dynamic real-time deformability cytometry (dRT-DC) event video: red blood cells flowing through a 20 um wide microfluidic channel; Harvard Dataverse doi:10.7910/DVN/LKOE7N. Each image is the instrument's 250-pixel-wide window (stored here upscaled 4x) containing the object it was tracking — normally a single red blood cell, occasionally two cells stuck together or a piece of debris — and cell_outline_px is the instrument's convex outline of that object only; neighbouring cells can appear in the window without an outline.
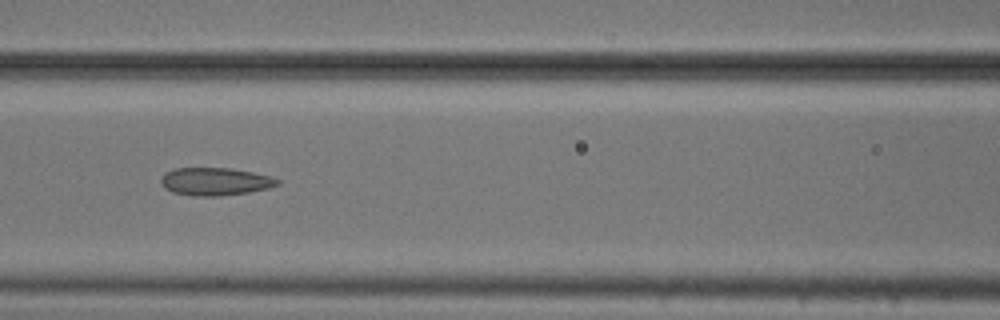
{"species": "common noctule bat (a hibernating species)", "species_latin": "Nyctalus noctula", "temperature_condition": "cold", "stored_images_in_passage": 39, "camera_frame_rate_fps": 3000, "um_per_image_px": 0.085, "animal": {"sex": "male", "body_mass_g": 20.5, "forearm_length_mm": 52.5}, "frame": {"image": 1, "passage_image": 9, "time_ms": 2.667, "image_size_px": [1000, 320], "cell_outline_px": [[280, 184], [268, 188], [248, 192], [220, 196], [192, 196], [172, 192], [164, 188], [160, 180], [164, 172], [176, 168], [232, 168], [272, 176], [280, 180]], "centroid_in_image_um": [18.28, 15.43], "position_along_channel_um": 148.3, "area_um2": 19.02}}
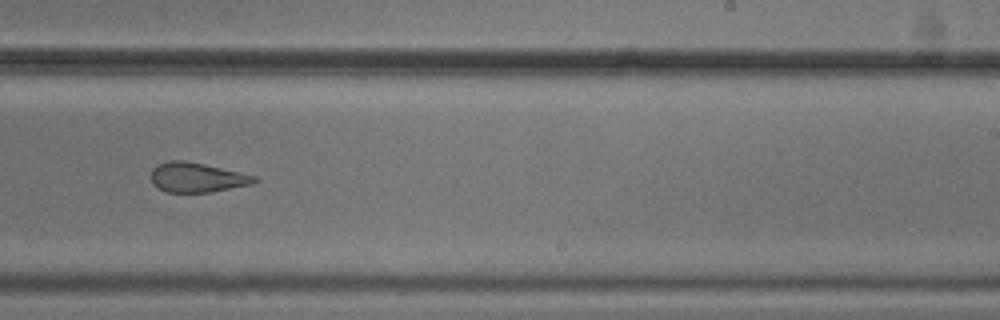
{"frame": {"image": 2, "passage_image": 19, "time_ms": 6.0, "image_size_px": [1000, 320], "cell_outline_px": [[260, 180], [252, 184], [212, 192], [164, 192], [156, 188], [152, 184], [152, 168], [168, 160], [184, 160], [204, 164], [260, 176]], "centroid_in_image_um": [16.78, 15.09], "position_along_channel_um": 272.2, "area_um2": 18.15}}
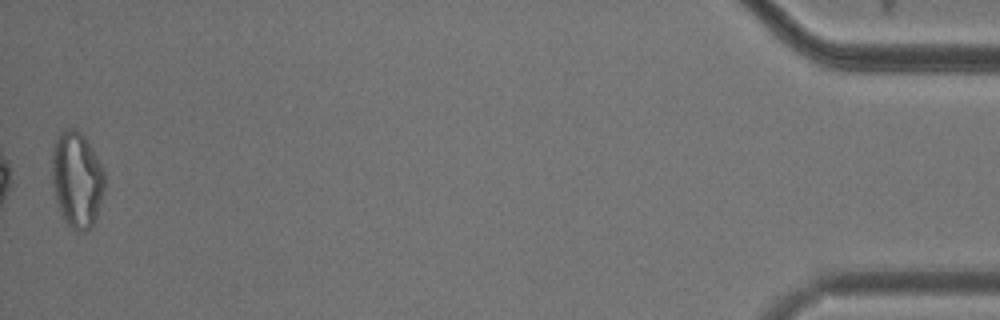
{"frame": {"image": 3, "passage_image": 39, "time_ms": 12.667, "image_size_px": [1000, 320], "cell_outline_px": [[104, 192], [96, 220], [92, 228], [84, 232], [76, 232], [64, 220], [60, 212], [56, 200], [52, 184], [52, 152], [56, 140], [60, 132], [64, 128], [76, 128], [84, 136], [92, 148], [104, 172]], "centroid_in_image_um": [6.54, 15.29], "position_along_channel_um": 428.7, "area_um2": 29.71}, "authors_computed_cell_mechanics": {"area_um2": 19.7098, "velocity_mm_per_s": 3.725, "shape_relaxation_time_tau1_ms": null, "shape_relaxation_time_tau2_ms": 2.7271, "deformation_change_tau1": null, "deformation_change_tau2": 0.1173}}